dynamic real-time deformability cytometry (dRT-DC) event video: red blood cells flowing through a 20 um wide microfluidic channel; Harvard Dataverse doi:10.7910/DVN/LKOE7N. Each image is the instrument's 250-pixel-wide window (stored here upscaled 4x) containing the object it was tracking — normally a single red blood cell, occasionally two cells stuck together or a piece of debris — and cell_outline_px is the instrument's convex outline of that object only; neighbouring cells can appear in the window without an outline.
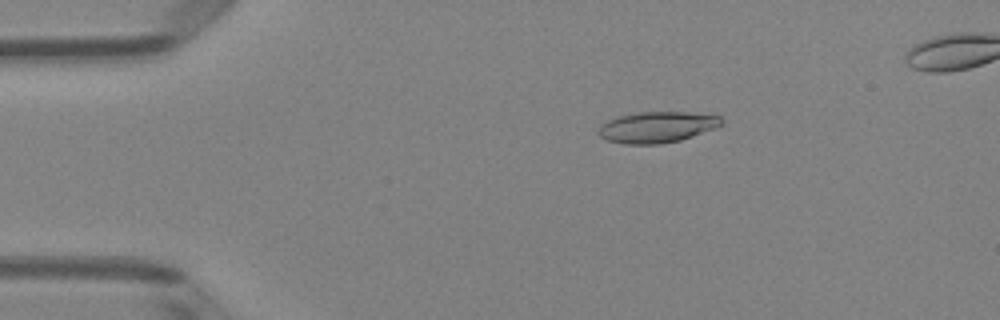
{"species": "Egyptian fruit bat (a non-hibernating species)", "species_latin": "Rousettus aegyptiacus", "temperature_condition": "room temperature", "stored_images_in_passage": 49, "camera_frame_rate_fps": 3000, "um_per_image_px": 0.085, "animal": {"sex": "female"}, "frame": {"image": 1, "passage_image": 9, "time_ms": 2.667, "image_size_px": [1000, 320], "cell_outline_px": [[724, 124], [716, 128], [680, 140], [660, 144], [624, 144], [608, 140], [600, 136], [596, 132], [600, 124], [608, 120], [620, 116], [636, 112], [688, 112], [720, 116], [724, 120]], "centroid_in_image_um": [55.85, 10.8], "position_along_channel_um": 29.2, "area_um2": 22.37}}
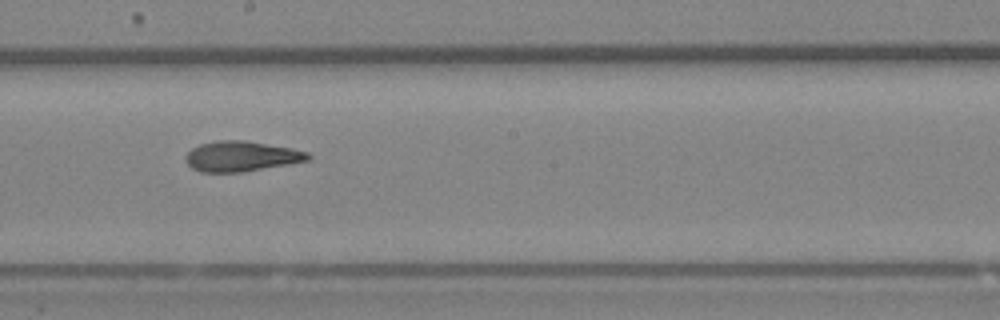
{"frame": {"image": 2, "passage_image": 28, "time_ms": 9.0, "image_size_px": [1000, 320], "cell_outline_px": [[312, 156], [308, 160], [288, 164], [240, 172], [200, 172], [192, 168], [184, 160], [184, 156], [192, 148], [200, 144], [216, 140], [244, 140], [292, 148], [308, 152]], "centroid_in_image_um": [20.48, 13.28], "position_along_channel_um": 227.7, "area_um2": 21.56}}
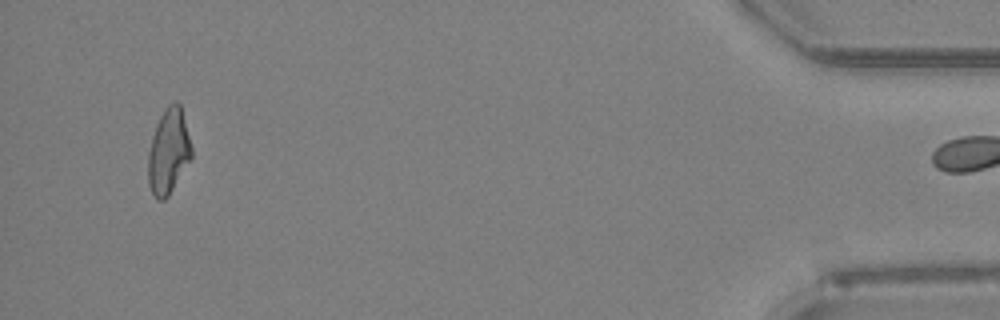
{"frame": {"image": 3, "passage_image": 48, "time_ms": 15.667, "image_size_px": [1000, 320], "cell_outline_px": [[192, 156], [168, 196], [164, 200], [156, 200], [148, 184], [148, 152], [152, 136], [156, 124], [160, 116], [168, 104], [176, 100], [180, 104], [192, 148]], "centroid_in_image_um": [14.31, 12.87], "position_along_channel_um": 420.9, "area_um2": 21.39}, "authors_computed_cell_mechanics": {"area_um2": 21.8484, "velocity_mm_per_s": 4.0501, "shape_relaxation_time_tau1_ms": 4.1338, "shape_relaxation_time_tau2_ms": 2.5959, "deformation_change_tau1": 0.1724, "deformation_change_tau2": 0.1251}}